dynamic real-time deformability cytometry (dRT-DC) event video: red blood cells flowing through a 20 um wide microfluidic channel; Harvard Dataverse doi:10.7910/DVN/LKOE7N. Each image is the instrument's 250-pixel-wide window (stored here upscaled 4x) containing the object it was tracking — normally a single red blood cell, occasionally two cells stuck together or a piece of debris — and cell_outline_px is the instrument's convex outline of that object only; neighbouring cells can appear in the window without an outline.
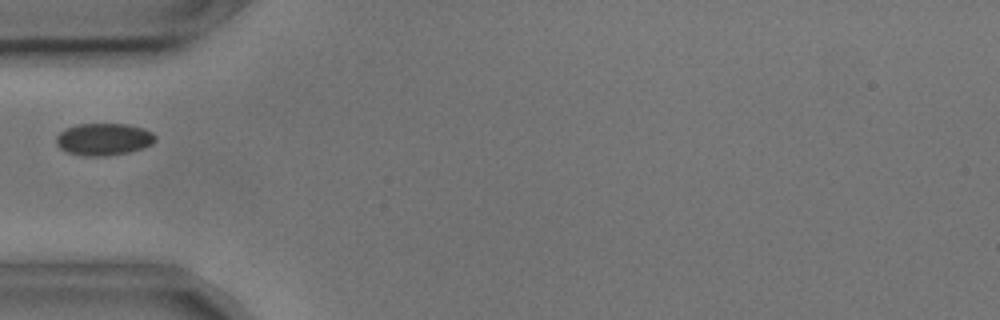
{"species": "common noctule bat (a hibernating species)", "species_latin": "Nyctalus noctula", "temperature_condition": "cold", "stored_images_in_passage": 2, "camera_frame_rate_fps": 3000, "um_per_image_px": 0.085, "animal": {"sex": "male", "body_mass_g": 17.9, "forearm_length_mm": 54.2}, "frame": {"image": 1, "passage_image": 1, "time_ms": 0.0, "image_size_px": [1000, 320], "cell_outline_px": [[156, 140], [152, 144], [144, 148], [128, 152], [104, 156], [84, 156], [68, 152], [60, 148], [56, 144], [56, 136], [64, 128], [76, 124], [128, 124], [144, 128], [152, 132], [156, 136]], "centroid_in_image_um": [8.82, 11.83], "position_along_channel_um": 76.2, "area_um2": 18.73}}